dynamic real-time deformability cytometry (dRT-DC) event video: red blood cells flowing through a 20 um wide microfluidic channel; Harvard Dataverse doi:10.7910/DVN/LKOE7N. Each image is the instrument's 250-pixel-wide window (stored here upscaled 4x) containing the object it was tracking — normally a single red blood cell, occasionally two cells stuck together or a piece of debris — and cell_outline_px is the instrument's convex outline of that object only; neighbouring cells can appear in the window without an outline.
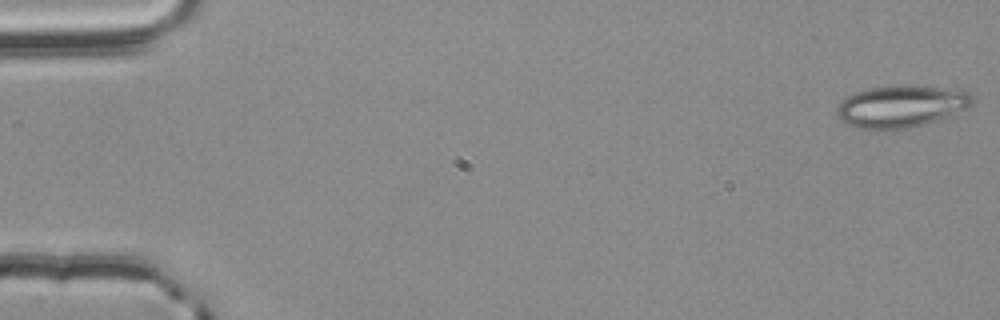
{"species": "common noctule bat (a hibernating species)", "species_latin": "Nyctalus noctula", "temperature_condition": "room temperature", "stored_images_in_passage": 55, "camera_frame_rate_fps": 3000, "um_per_image_px": 0.085, "animal": {"sex": "male", "body_mass_g": 20.4}, "frame": {"image": 1, "passage_image": 1, "time_ms": 0.0, "image_size_px": [1000, 320], "cell_outline_px": [[976, 100], [968, 108], [952, 116], [908, 128], [876, 132], [856, 128], [840, 120], [836, 116], [836, 112], [840, 104], [848, 96], [856, 92], [868, 88], [900, 84], [908, 84], [968, 92]], "centroid_in_image_um": [76.58, 9.07], "position_along_channel_um": 8.4, "area_um2": 33.76}}
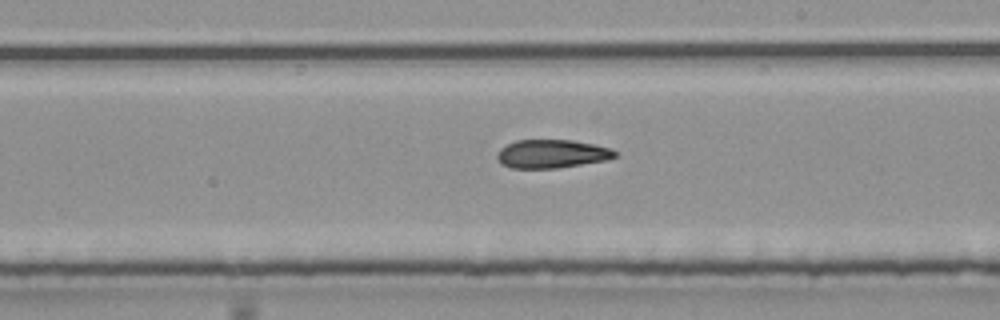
{"frame": {"image": 2, "passage_image": 32, "time_ms": 10.333, "image_size_px": [1000, 320], "cell_outline_px": [[616, 156], [608, 160], [556, 168], [512, 168], [500, 164], [496, 160], [496, 156], [500, 148], [516, 140], [572, 140], [612, 148], [616, 152]], "centroid_in_image_um": [46.88, 13.08], "position_along_channel_um": 242.1, "area_um2": 19.59}}
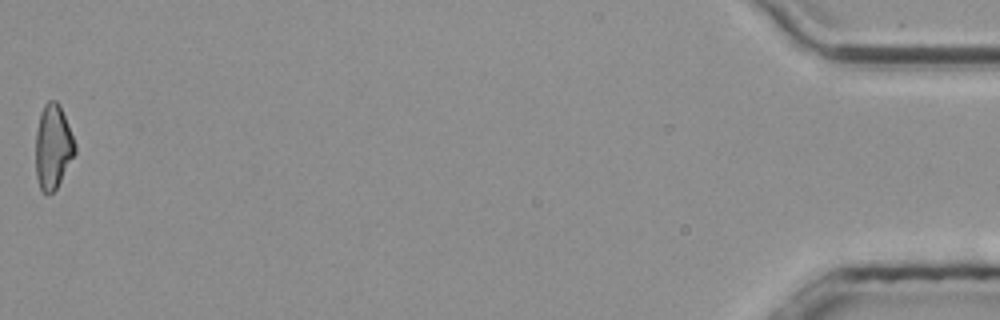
{"frame": {"image": 3, "passage_image": 55, "time_ms": 18.0, "image_size_px": [1000, 320], "cell_outline_px": [[76, 152], [56, 188], [48, 196], [40, 188], [36, 176], [36, 132], [40, 112], [44, 104], [48, 100], [56, 100], [60, 104], [76, 144]], "centroid_in_image_um": [4.5, 12.45], "position_along_channel_um": 430.7, "area_um2": 19.36}, "authors_computed_cell_mechanics": {"area_um2": 20.4034, "velocity_mm_per_s": 3.8029, "shape_relaxation_time_tau1_ms": null, "shape_relaxation_time_tau2_ms": 5.5536, "deformation_change_tau1": null, "deformation_change_tau2": 0.1509}}